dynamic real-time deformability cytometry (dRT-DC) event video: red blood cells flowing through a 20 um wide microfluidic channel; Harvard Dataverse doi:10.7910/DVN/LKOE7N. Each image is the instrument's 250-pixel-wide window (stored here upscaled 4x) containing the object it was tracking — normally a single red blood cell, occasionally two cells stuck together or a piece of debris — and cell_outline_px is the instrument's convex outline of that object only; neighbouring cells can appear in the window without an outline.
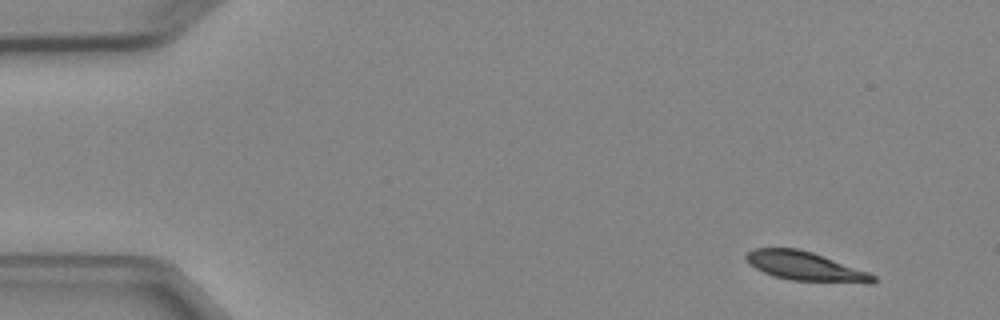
{"species": "Egyptian fruit bat (a non-hibernating species)", "species_latin": "Rousettus aegyptiacus", "temperature_condition": "cold", "stored_images_in_passage": 4, "camera_frame_rate_fps": 3000, "um_per_image_px": 0.085, "animal": {"sex": "female"}, "frame": {"image": 1, "passage_image": 1, "time_ms": 0.0, "image_size_px": [1000, 320], "cell_outline_px": [[876, 280], [872, 284], [868, 284], [788, 280], [772, 276], [756, 268], [744, 256], [752, 248], [796, 248], [812, 252], [868, 272], [876, 276]], "centroid_in_image_um": [68.48, 22.65], "position_along_channel_um": 16.5, "area_um2": 21.5}}
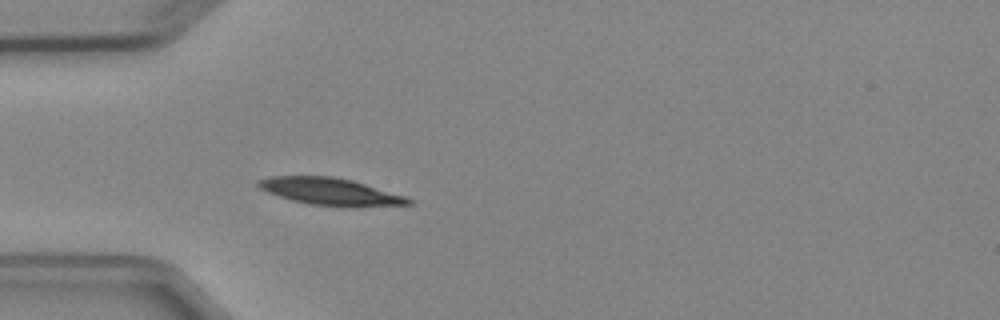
{"frame": {"image": 2, "passage_image": 4, "time_ms": 3.667, "image_size_px": [1000, 320], "cell_outline_px": [[416, 204], [360, 208], [344, 208], [308, 204], [292, 200], [268, 192], [260, 188], [256, 184], [256, 180], [268, 176], [332, 176], [352, 180], [404, 196], [412, 200]], "centroid_in_image_um": [28.11, 16.31], "position_along_channel_um": 56.9, "area_um2": 24.22}}